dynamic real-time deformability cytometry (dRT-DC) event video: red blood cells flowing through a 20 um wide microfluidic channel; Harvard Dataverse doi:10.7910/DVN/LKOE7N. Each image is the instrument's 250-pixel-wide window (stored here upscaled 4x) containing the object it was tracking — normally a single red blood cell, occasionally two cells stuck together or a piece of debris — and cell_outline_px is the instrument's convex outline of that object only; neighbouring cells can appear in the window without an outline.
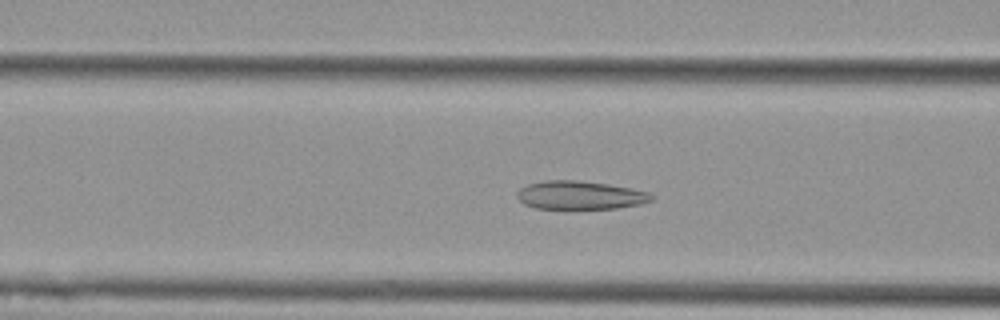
{"species": "Egyptian fruit bat (a non-hibernating species)", "species_latin": "Rousettus aegyptiacus", "temperature_condition": "cold", "stored_images_in_passage": 42, "camera_frame_rate_fps": 3000, "um_per_image_px": 0.085, "animal": {"sex": "female"}, "frame": {"image": 1, "passage_image": 9, "time_ms": 2.667, "image_size_px": [1000, 320], "cell_outline_px": [[656, 196], [652, 200], [640, 204], [616, 208], [536, 208], [524, 204], [516, 196], [516, 192], [520, 188], [528, 184], [544, 180], [580, 180], [608, 184], [632, 188], [648, 192]], "centroid_in_image_um": [49.31, 16.58], "position_along_channel_um": 117.3, "area_um2": 22.25}}
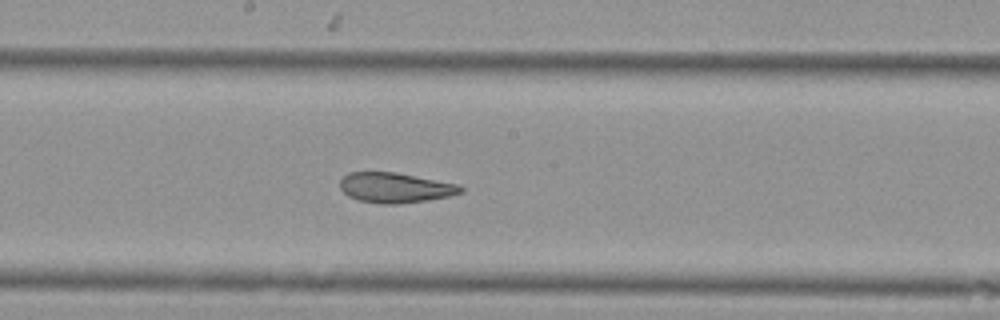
{"frame": {"image": 2, "passage_image": 17, "time_ms": 5.333, "image_size_px": [1000, 320], "cell_outline_px": [[464, 192], [448, 196], [428, 200], [396, 204], [380, 204], [360, 200], [348, 196], [340, 188], [340, 180], [348, 172], [396, 172], [460, 184], [464, 188]], "centroid_in_image_um": [33.62, 15.95], "position_along_channel_um": 214.6, "area_um2": 21.27}}
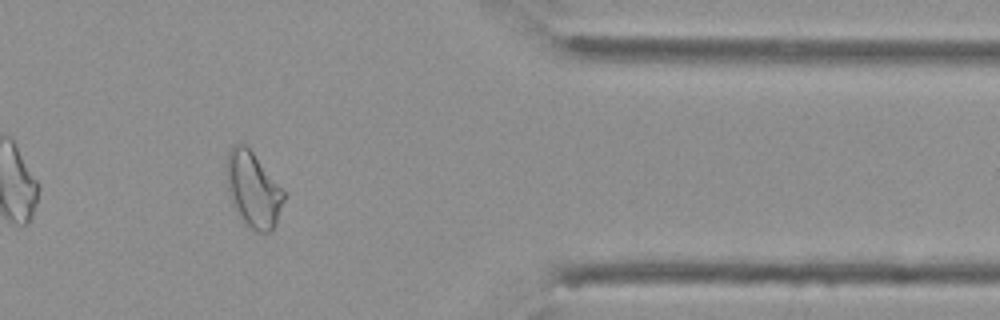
{"frame": {"image": 3, "passage_image": 33, "time_ms": 10.667, "image_size_px": [1000, 320], "cell_outline_px": [[284, 200], [276, 224], [272, 232], [256, 232], [244, 224], [232, 204], [228, 196], [224, 168], [228, 152], [232, 144], [244, 144], [252, 152], [284, 192]], "centroid_in_image_um": [21.46, 16.14], "position_along_channel_um": 389.9, "area_um2": 25.32}, "authors_computed_cell_mechanics": {"area_um2": 22.831, "velocity_mm_per_s": 3.6641, "shape_relaxation_time_tau1_ms": null, "shape_relaxation_time_tau2_ms": 2.1092, "deformation_change_tau1": null, "deformation_change_tau2": 0.0839}}